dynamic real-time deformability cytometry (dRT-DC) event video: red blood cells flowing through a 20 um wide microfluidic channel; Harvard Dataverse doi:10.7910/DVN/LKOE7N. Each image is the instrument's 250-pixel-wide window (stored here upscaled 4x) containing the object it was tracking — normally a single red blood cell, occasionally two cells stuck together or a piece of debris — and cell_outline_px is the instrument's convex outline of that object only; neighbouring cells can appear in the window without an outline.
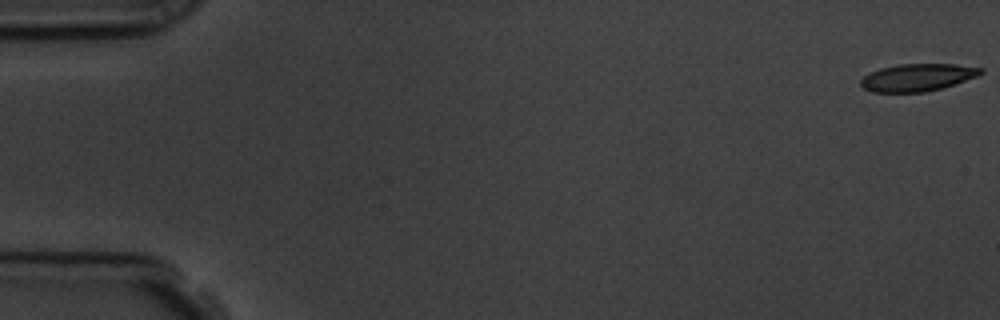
{"species": "common noctule bat (a hibernating species)", "species_latin": "Nyctalus noctula", "temperature_condition": "room temperature", "stored_images_in_passage": 6, "camera_frame_rate_fps": 3000, "um_per_image_px": 0.085, "animal": {"sex": "male", "body_mass_g": 19.5, "forearm_length_mm": 54.6}, "frame": {"image": 1, "passage_image": 1, "time_ms": 0.0, "image_size_px": [1000, 320], "cell_outline_px": [[984, 72], [980, 76], [940, 88], [924, 92], [872, 92], [864, 88], [860, 84], [860, 80], [864, 76], [880, 68], [900, 64], [956, 64], [984, 68]], "centroid_in_image_um": [78.02, 6.57], "position_along_channel_um": 7.0, "area_um2": 19.13}}
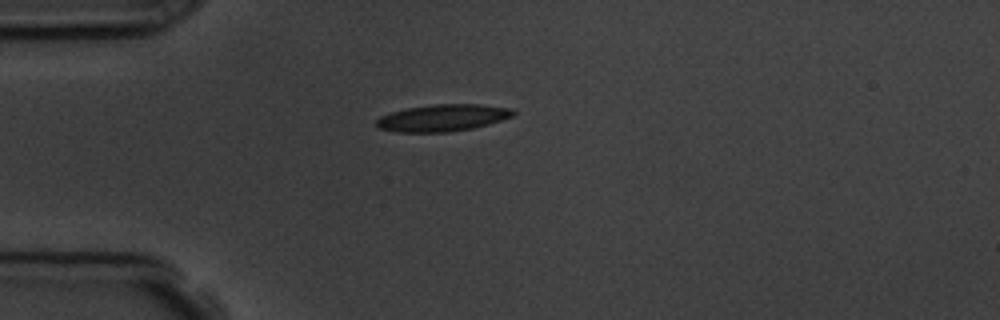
{"frame": {"image": 2, "passage_image": 5, "time_ms": 4.667, "image_size_px": [1000, 320], "cell_outline_px": [[516, 112], [512, 116], [488, 124], [472, 128], [448, 132], [396, 132], [380, 128], [376, 124], [376, 120], [380, 116], [392, 112], [408, 108], [436, 104], [480, 104], [512, 108]], "centroid_in_image_um": [37.64, 10.01], "position_along_channel_um": 47.4, "area_um2": 21.27}}